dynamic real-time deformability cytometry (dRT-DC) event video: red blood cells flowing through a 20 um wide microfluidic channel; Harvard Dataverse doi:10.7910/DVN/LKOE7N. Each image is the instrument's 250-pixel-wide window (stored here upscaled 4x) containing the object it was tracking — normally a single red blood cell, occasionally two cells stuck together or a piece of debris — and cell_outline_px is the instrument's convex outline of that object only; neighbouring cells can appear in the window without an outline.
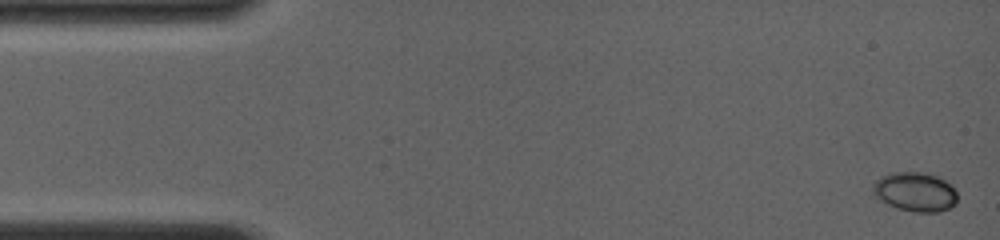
{"species": "common noctule bat (a hibernating species)", "species_latin": "Nyctalus noctula", "temperature_condition": "room temperature", "stored_images_in_passage": 4, "camera_frame_rate_fps": 4000, "um_per_image_px": 0.085, "animal": {"sex": "female", "body_mass_g": 19.0, "forearm_length_mm": 56.7}, "frame": {"image": 1, "passage_image": 1, "time_ms": 0.0, "image_size_px": [1000, 240], "cell_outline_px": [[956, 204], [940, 212], [912, 212], [896, 208], [880, 200], [872, 192], [872, 184], [880, 176], [892, 172], [928, 172], [944, 180], [956, 192]], "centroid_in_image_um": [77.75, 16.3], "position_along_channel_um": 7.3, "area_um2": 19.42}}